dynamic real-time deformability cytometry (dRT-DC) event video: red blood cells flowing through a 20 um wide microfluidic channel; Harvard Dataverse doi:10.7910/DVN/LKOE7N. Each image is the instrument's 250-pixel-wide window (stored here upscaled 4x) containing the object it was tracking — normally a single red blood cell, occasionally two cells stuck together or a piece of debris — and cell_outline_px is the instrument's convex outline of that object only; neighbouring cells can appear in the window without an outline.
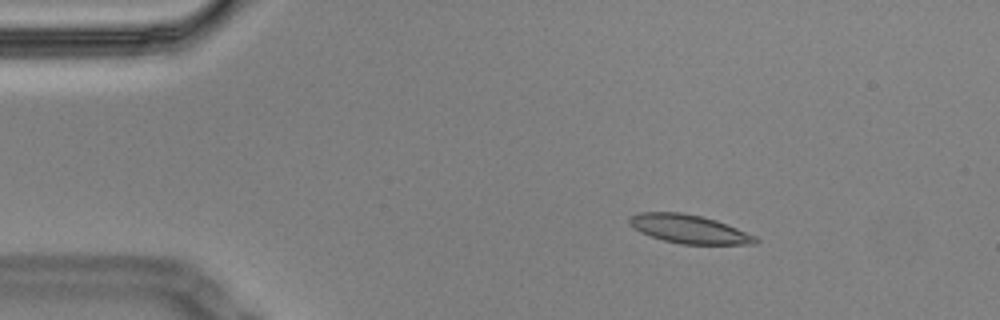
{"species": "Egyptian fruit bat (a non-hibernating species)", "species_latin": "Rousettus aegyptiacus", "temperature_condition": "cold", "stored_images_in_passage": 52, "camera_frame_rate_fps": 3000, "um_per_image_px": 0.085, "animal": {"sex": "male"}, "frame": {"image": 1, "passage_image": 3, "time_ms": 0.667, "image_size_px": [1000, 320], "cell_outline_px": [[760, 240], [752, 244], [680, 244], [664, 240], [640, 232], [628, 224], [628, 216], [640, 212], [684, 212], [716, 220], [756, 236]], "centroid_in_image_um": [58.53, 19.46], "position_along_channel_um": 26.5, "area_um2": 20.92}}
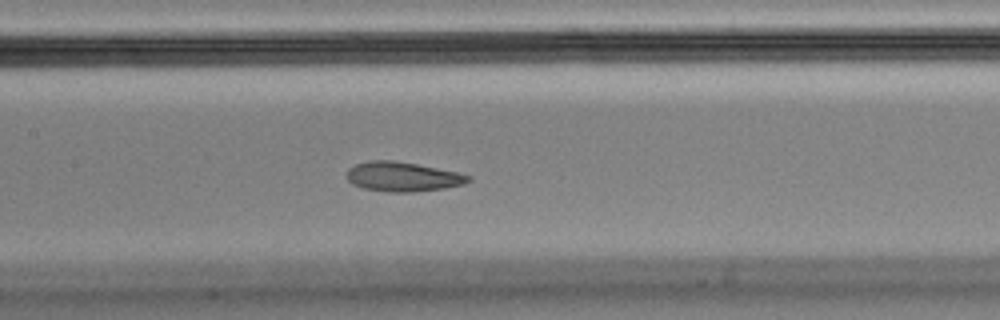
{"frame": {"image": 2, "passage_image": 21, "time_ms": 6.667, "image_size_px": [1000, 320], "cell_outline_px": [[472, 180], [464, 184], [444, 188], [412, 192], [388, 192], [364, 188], [352, 184], [348, 180], [348, 168], [356, 164], [372, 160], [392, 160], [416, 164], [456, 172], [472, 176]], "centroid_in_image_um": [34.24, 15.02], "position_along_channel_um": 173.2, "area_um2": 20.75}}
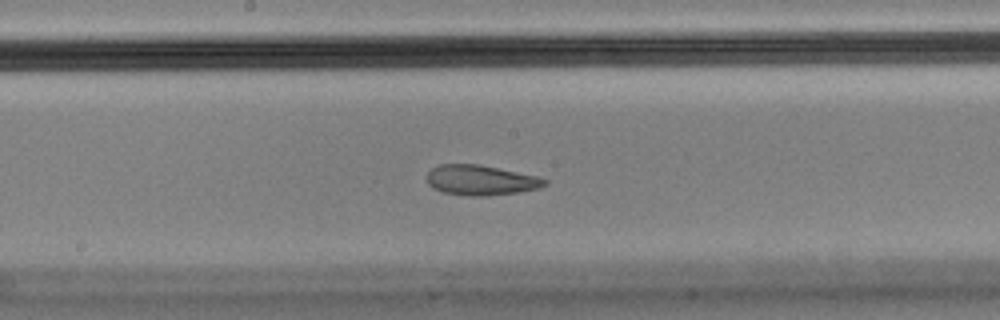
{"frame": {"image": 3, "passage_image": 24, "time_ms": 7.667, "image_size_px": [1000, 320], "cell_outline_px": [[548, 184], [540, 188], [520, 192], [488, 196], [468, 196], [444, 192], [432, 188], [428, 184], [428, 172], [432, 168], [440, 164], [480, 164], [536, 176], [548, 180]], "centroid_in_image_um": [40.89, 15.32], "position_along_channel_um": 207.3, "area_um2": 20.75}, "authors_computed_cell_mechanics": {"area_um2": 21.675, "velocity_mm_per_s": 3.4346, "shape_relaxation_time_tau1_ms": null, "shape_relaxation_time_tau2_ms": 1.278, "deformation_change_tau1": null, "deformation_change_tau2": 0.0726}}